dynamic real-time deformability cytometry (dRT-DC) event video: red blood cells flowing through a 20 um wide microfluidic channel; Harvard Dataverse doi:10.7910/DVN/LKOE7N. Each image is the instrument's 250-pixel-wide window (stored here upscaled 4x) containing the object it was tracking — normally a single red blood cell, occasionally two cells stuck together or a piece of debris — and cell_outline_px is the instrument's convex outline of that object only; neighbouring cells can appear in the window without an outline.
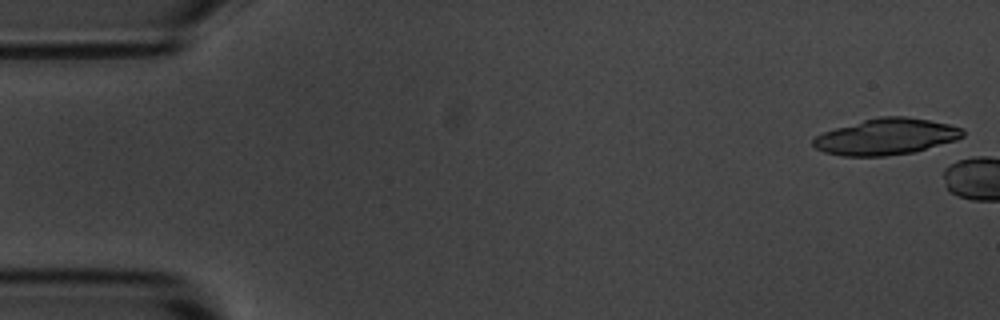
{"species": "common noctule bat (a hibernating species)", "species_latin": "Nyctalus noctula", "temperature_condition": "room temperature", "stored_images_in_passage": 2, "camera_frame_rate_fps": 3000, "um_per_image_px": 0.085, "animal": {"sex": "male", "body_mass_g": 20.1, "forearm_length_mm": 53.5}, "frame": {"image": 1, "passage_image": 1, "time_ms": 0.0, "image_size_px": [1000, 320], "cell_outline_px": [[964, 136], [956, 140], [916, 152], [884, 156], [844, 156], [824, 152], [816, 148], [812, 144], [812, 140], [816, 136], [824, 132], [836, 128], [864, 120], [880, 116], [904, 116], [928, 120], [948, 124], [964, 128]], "centroid_in_image_um": [75.35, 11.62], "position_along_channel_um": 9.6, "area_um2": 31.5}}